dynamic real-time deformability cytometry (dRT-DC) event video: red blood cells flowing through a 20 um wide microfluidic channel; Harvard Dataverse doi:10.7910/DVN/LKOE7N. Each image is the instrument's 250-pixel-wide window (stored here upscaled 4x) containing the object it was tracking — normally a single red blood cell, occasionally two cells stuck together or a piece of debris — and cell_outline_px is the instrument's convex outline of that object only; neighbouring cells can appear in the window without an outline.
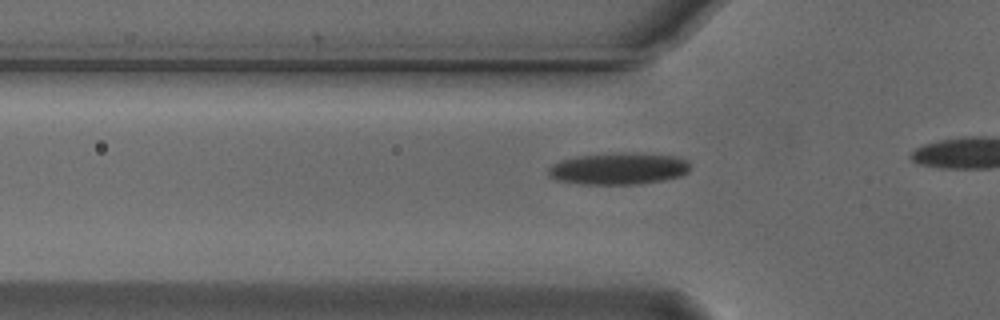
{"species": "Egyptian fruit bat (a non-hibernating species)", "species_latin": "Rousettus aegyptiacus", "temperature_condition": "cold", "stored_images_in_passage": 16, "camera_frame_rate_fps": 3000, "um_per_image_px": 0.085, "animal": {"sex": "male"}, "frame": {"image": 1, "passage_image": 10, "time_ms": 3.0, "image_size_px": [1000, 320], "cell_outline_px": [[688, 172], [680, 176], [664, 180], [636, 184], [580, 184], [560, 180], [548, 176], [548, 168], [552, 164], [560, 160], [576, 156], [624, 152], [676, 156], [688, 160]], "centroid_in_image_um": [52.56, 14.33], "position_along_channel_um": 73.2, "area_um2": 26.24}}
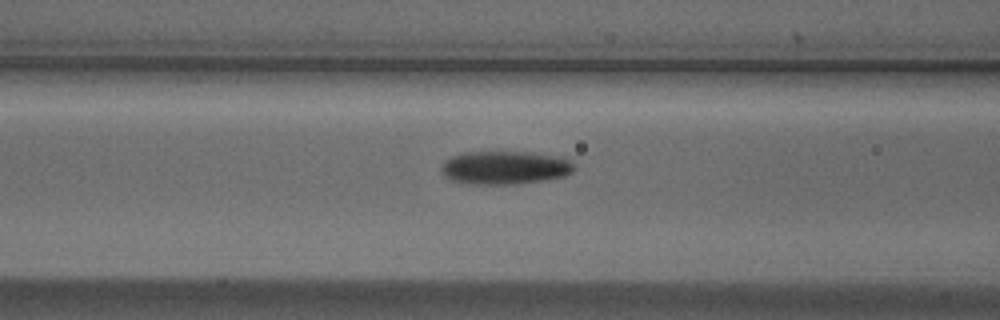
{"frame": {"image": 2, "passage_image": 14, "time_ms": 4.333, "image_size_px": [1000, 320], "cell_outline_px": [[576, 168], [572, 172], [564, 176], [544, 180], [516, 184], [472, 184], [448, 180], [444, 176], [440, 168], [444, 160], [452, 156], [464, 152], [528, 152], [556, 156], [572, 160]], "centroid_in_image_um": [42.9, 14.25], "position_along_channel_um": 123.7, "area_um2": 26.01}}